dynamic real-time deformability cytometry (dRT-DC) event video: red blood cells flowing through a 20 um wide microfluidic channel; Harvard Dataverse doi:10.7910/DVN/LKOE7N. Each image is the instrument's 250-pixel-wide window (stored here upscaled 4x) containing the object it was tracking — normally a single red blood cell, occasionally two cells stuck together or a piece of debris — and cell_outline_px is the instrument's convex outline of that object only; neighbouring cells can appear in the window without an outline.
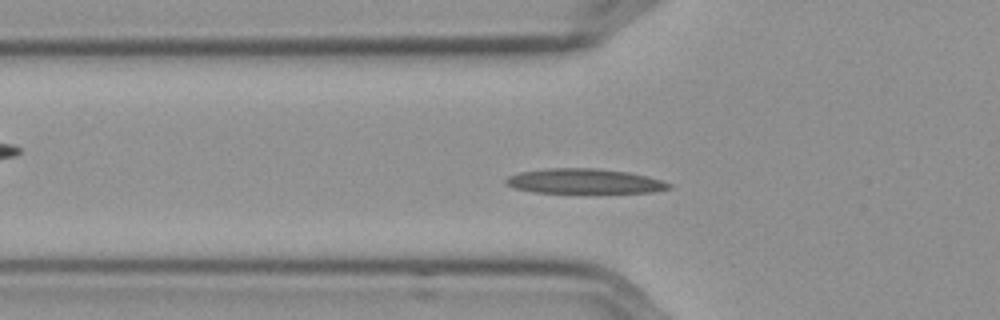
{"species": "Egyptian fruit bat (a non-hibernating species)", "species_latin": "Rousettus aegyptiacus", "temperature_condition": "cold", "stored_images_in_passage": 43, "camera_frame_rate_fps": 3000, "um_per_image_px": 0.085, "frame": {"image": 1, "passage_image": 15, "time_ms": 4.667, "image_size_px": [1000, 320], "cell_outline_px": [[672, 188], [652, 192], [532, 192], [516, 188], [508, 184], [504, 180], [508, 176], [520, 172], [548, 168], [600, 168], [628, 172], [648, 176], [672, 184]], "centroid_in_image_um": [49.69, 15.39], "position_along_channel_um": 76.1, "area_um2": 23.41}}
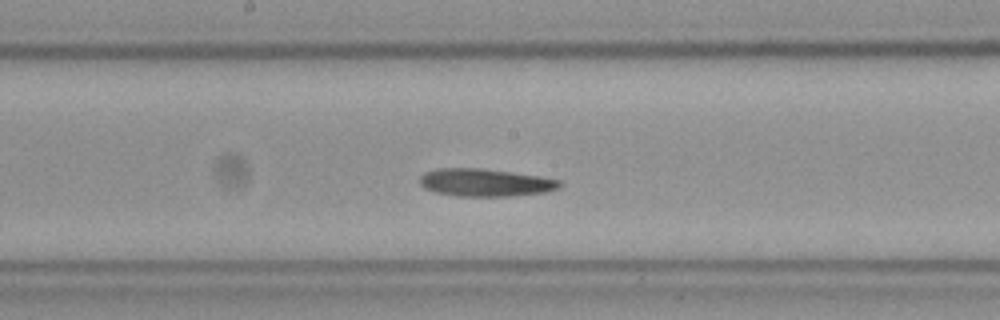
{"frame": {"image": 2, "passage_image": 26, "time_ms": 8.333, "image_size_px": [1000, 320], "cell_outline_px": [[560, 188], [544, 192], [508, 196], [456, 196], [436, 192], [424, 188], [420, 184], [420, 176], [424, 172], [436, 168], [480, 168], [540, 176], [560, 180]], "centroid_in_image_um": [41.21, 15.51], "position_along_channel_um": 207.0, "area_um2": 22.48}}
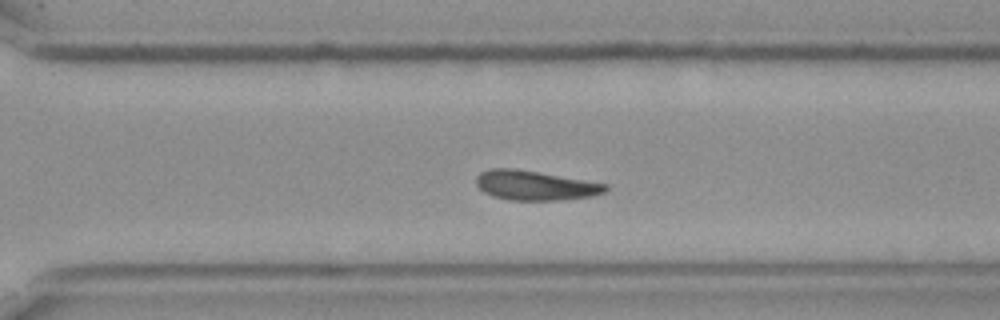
{"frame": {"image": 3, "passage_image": 36, "time_ms": 11.667, "image_size_px": [1000, 320], "cell_outline_px": [[608, 188], [604, 192], [592, 196], [560, 200], [508, 200], [492, 196], [484, 192], [476, 184], [476, 176], [480, 172], [488, 168], [512, 168], [608, 184]], "centroid_in_image_um": [45.44, 15.76], "position_along_channel_um": 325.2, "area_um2": 22.14}, "authors_computed_cell_mechanics": {"area_um2": 22.4842, "velocity_mm_per_s": 3.5518, "shape_relaxation_time_tau1_ms": 8.5338, "shape_relaxation_time_tau2_ms": null, "deformation_change_tau1": 0.1834, "deformation_change_tau2": null}}